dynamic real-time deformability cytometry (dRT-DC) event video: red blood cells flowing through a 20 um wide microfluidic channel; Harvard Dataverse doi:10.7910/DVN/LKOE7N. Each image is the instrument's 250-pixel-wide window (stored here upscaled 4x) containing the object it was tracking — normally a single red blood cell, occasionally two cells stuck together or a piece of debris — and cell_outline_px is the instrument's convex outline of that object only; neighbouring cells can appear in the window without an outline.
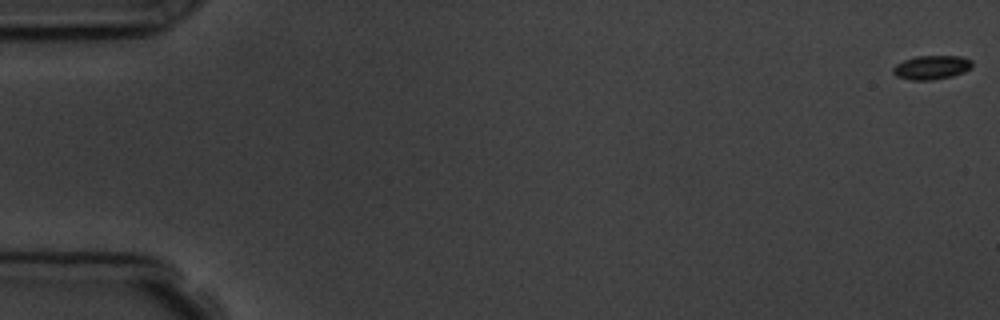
{"species": "common noctule bat (a hibernating species)", "species_latin": "Nyctalus noctula", "temperature_condition": "room temperature", "stored_images_in_passage": 5, "camera_frame_rate_fps": 3000, "um_per_image_px": 0.085, "animal": {"sex": "male", "body_mass_g": 19.5, "forearm_length_mm": 54.6}, "frame": {"image": 1, "passage_image": 1, "time_ms": 0.0, "image_size_px": [1000, 320], "cell_outline_px": [[972, 68], [964, 72], [952, 76], [932, 80], [912, 80], [896, 76], [892, 72], [892, 68], [896, 64], [904, 60], [916, 56], [964, 56], [972, 60]], "centroid_in_image_um": [79.2, 5.72], "position_along_channel_um": 5.8, "area_um2": 11.16}}
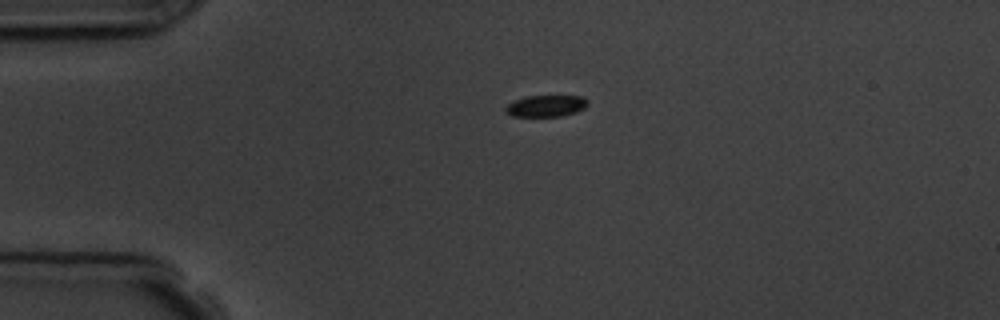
{"frame": {"image": 2, "passage_image": 4, "time_ms": 4.333, "image_size_px": [1000, 320], "cell_outline_px": [[588, 104], [584, 108], [576, 112], [560, 116], [512, 116], [504, 112], [504, 108], [512, 100], [524, 96], [580, 96], [588, 100]], "centroid_in_image_um": [46.36, 9.0], "position_along_channel_um": 38.6, "area_um2": 10.4}}